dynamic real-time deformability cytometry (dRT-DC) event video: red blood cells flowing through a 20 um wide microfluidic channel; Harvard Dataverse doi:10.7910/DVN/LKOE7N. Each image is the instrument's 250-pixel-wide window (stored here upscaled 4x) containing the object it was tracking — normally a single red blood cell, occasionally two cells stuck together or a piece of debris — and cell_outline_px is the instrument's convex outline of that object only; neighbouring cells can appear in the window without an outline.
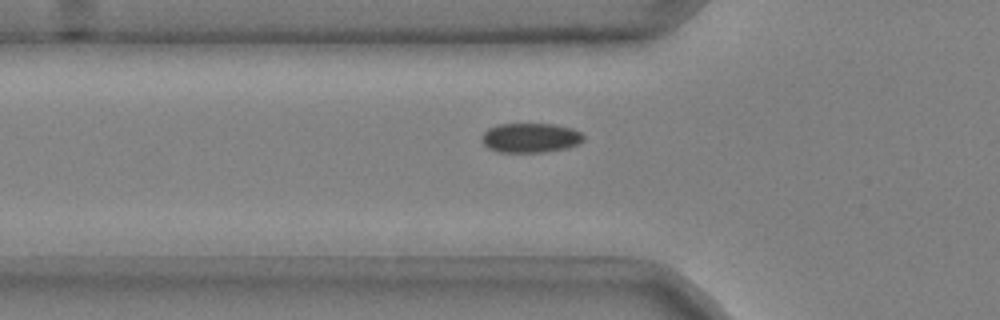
{"species": "common noctule bat (a hibernating species)", "species_latin": "Nyctalus noctula", "temperature_condition": "cold", "stored_images_in_passage": 32, "camera_frame_rate_fps": 3000, "um_per_image_px": 0.085, "animal": {"sex": "male", "body_mass_g": 20.4}, "frame": {"image": 1, "passage_image": 2, "time_ms": 0.333, "image_size_px": [1000, 320], "cell_outline_px": [[584, 140], [580, 144], [564, 148], [544, 152], [500, 152], [488, 148], [484, 144], [484, 132], [488, 128], [496, 124], [552, 124], [572, 128], [580, 132], [584, 136]], "centroid_in_image_um": [45.11, 11.71], "position_along_channel_um": 80.7, "area_um2": 17.4}}
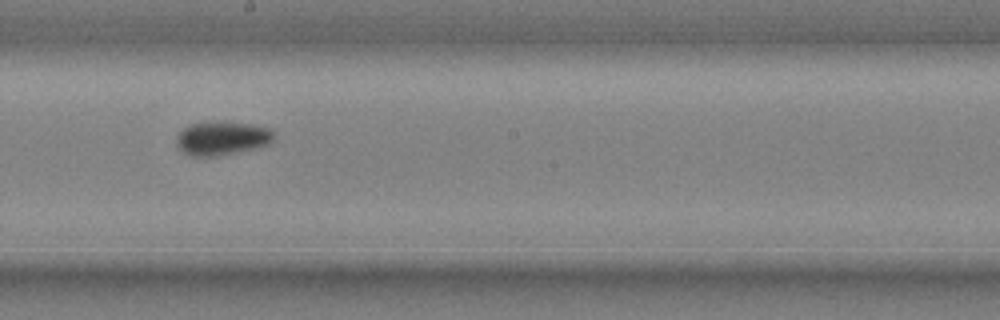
{"frame": {"image": 2, "passage_image": 14, "time_ms": 4.333, "image_size_px": [1000, 320], "cell_outline_px": [[276, 136], [268, 144], [252, 148], [216, 156], [188, 156], [176, 144], [176, 136], [184, 128], [192, 124], [252, 124], [268, 128]], "centroid_in_image_um": [18.85, 11.79], "position_along_channel_um": 229.4, "area_um2": 18.21}}
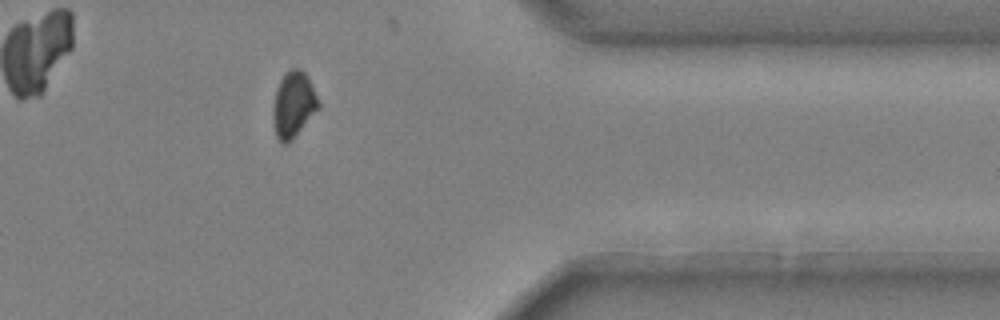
{"frame": {"image": 3, "passage_image": 28, "time_ms": 9.0, "image_size_px": [1000, 320], "cell_outline_px": [[320, 108], [292, 140], [288, 144], [280, 144], [276, 136], [272, 116], [272, 112], [276, 92], [280, 80], [288, 68], [300, 68], [308, 76], [320, 104]], "centroid_in_image_um": [24.95, 8.91], "position_along_channel_um": 386.5, "area_um2": 17.63}, "authors_computed_cell_mechanics": {"area_um2": 18.207, "velocity_mm_per_s": 3.713, "shape_relaxation_time_tau1_ms": 3.8192, "shape_relaxation_time_tau2_ms": null, "deformation_change_tau1": 0.0843, "deformation_change_tau2": null}}